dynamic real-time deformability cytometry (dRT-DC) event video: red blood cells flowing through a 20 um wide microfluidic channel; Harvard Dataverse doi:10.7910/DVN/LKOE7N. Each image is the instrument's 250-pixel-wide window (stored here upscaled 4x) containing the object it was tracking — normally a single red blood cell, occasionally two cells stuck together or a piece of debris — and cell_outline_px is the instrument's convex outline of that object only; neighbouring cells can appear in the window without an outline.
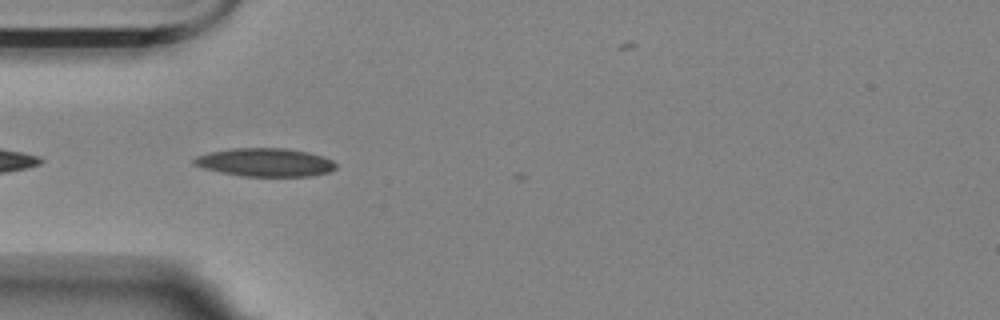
{"species": "Egyptian fruit bat (a non-hibernating species)", "species_latin": "Rousettus aegyptiacus", "temperature_condition": "room temperature", "stored_images_in_passage": 4, "camera_frame_rate_fps": 3000, "um_per_image_px": 0.085, "animal": {"sex": "female"}, "frame": {"image": 1, "passage_image": 2, "time_ms": 0.333, "image_size_px": [1000, 320], "cell_outline_px": [[336, 168], [328, 172], [308, 176], [244, 176], [204, 168], [192, 164], [192, 160], [196, 156], [212, 152], [232, 148], [288, 148], [308, 152], [324, 156], [332, 160], [336, 164]], "centroid_in_image_um": [22.56, 13.79], "position_along_channel_um": 62.4, "area_um2": 23.24}}